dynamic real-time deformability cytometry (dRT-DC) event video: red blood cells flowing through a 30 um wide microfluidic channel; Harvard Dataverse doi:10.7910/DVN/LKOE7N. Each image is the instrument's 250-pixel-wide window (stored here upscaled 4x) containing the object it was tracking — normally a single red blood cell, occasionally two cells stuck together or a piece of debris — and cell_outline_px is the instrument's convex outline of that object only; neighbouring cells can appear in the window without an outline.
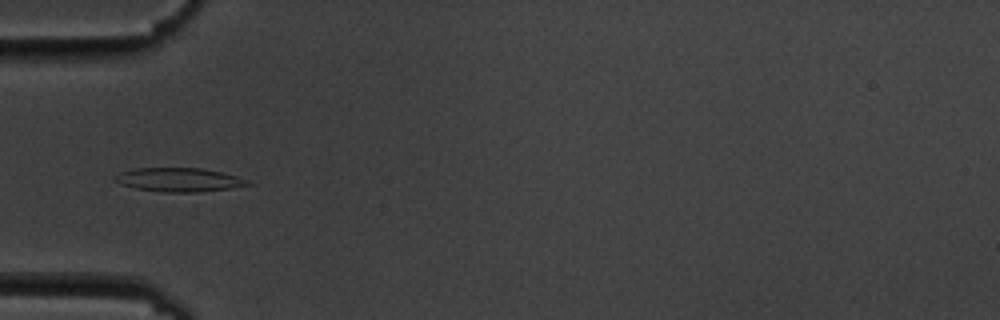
{"species": "common noctule bat (a hibernating species)", "species_latin": "Nyctalus noctula", "temperature_condition": "cold", "stored_images_in_passage": 7, "camera_frame_rate_fps": 3000, "um_per_image_px": 0.085, "animal": {"sex": "male", "body_mass_g": 19.5, "forearm_length_mm": 54.6}, "frame": {"image": 1, "passage_image": 4, "time_ms": 3.333, "image_size_px": [1000, 320], "cell_outline_px": [[256, 184], [232, 188], [196, 192], [164, 192], [136, 188], [120, 184], [112, 180], [112, 176], [120, 172], [136, 168], [200, 168], [220, 172], [236, 176], [248, 180]], "centroid_in_image_um": [15.2, 15.28], "position_along_channel_um": 69.8, "area_um2": 18.5}}
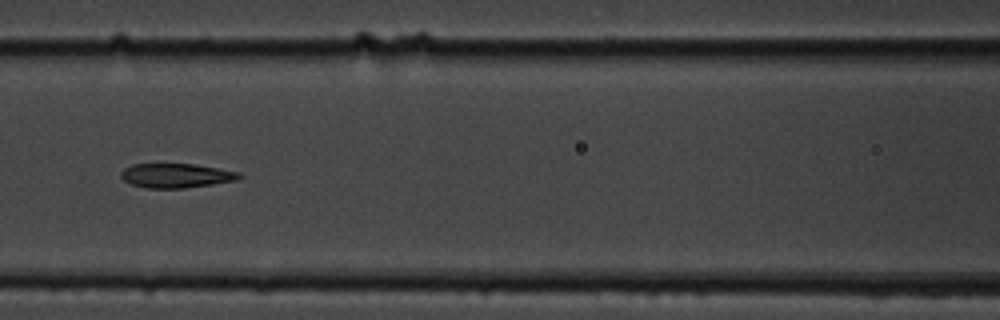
{"frame": {"image": 2, "passage_image": 6, "time_ms": 5.667, "image_size_px": [1000, 320], "cell_outline_px": [[244, 176], [236, 180], [212, 184], [184, 188], [148, 188], [132, 184], [124, 180], [120, 176], [120, 172], [124, 168], [132, 164], [192, 164], [240, 172]], "centroid_in_image_um": [14.96, 14.92], "position_along_channel_um": 151.6, "area_um2": 16.65}}
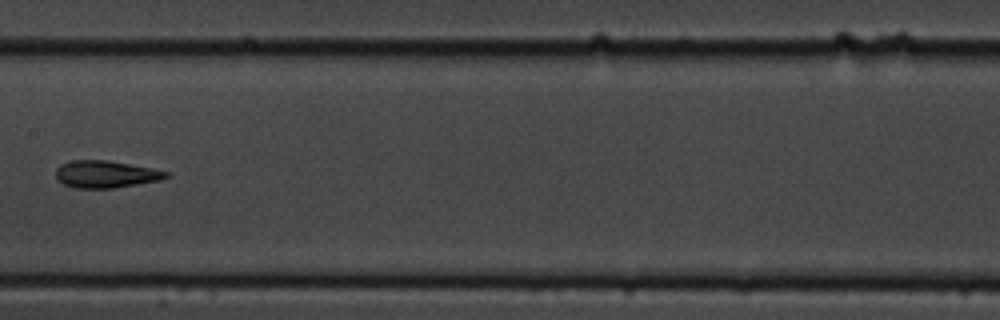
{"frame": {"image": 3, "passage_image": 7, "time_ms": 7.0, "image_size_px": [1000, 320], "cell_outline_px": [[172, 176], [160, 180], [112, 188], [72, 188], [56, 180], [56, 168], [60, 164], [72, 160], [104, 160], [128, 164], [172, 172]], "centroid_in_image_um": [8.98, 14.81], "position_along_channel_um": 198.4, "area_um2": 17.51}}